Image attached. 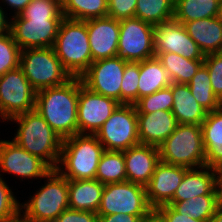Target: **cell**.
<instances>
[{
  "label": "cell",
  "instance_id": "obj_14",
  "mask_svg": "<svg viewBox=\"0 0 222 222\" xmlns=\"http://www.w3.org/2000/svg\"><path fill=\"white\" fill-rule=\"evenodd\" d=\"M120 104L111 97L89 90L79 77L78 134H95Z\"/></svg>",
  "mask_w": 222,
  "mask_h": 222
},
{
  "label": "cell",
  "instance_id": "obj_42",
  "mask_svg": "<svg viewBox=\"0 0 222 222\" xmlns=\"http://www.w3.org/2000/svg\"><path fill=\"white\" fill-rule=\"evenodd\" d=\"M156 210L164 217L166 222H206L192 218L188 214L176 212L170 205H163Z\"/></svg>",
  "mask_w": 222,
  "mask_h": 222
},
{
  "label": "cell",
  "instance_id": "obj_16",
  "mask_svg": "<svg viewBox=\"0 0 222 222\" xmlns=\"http://www.w3.org/2000/svg\"><path fill=\"white\" fill-rule=\"evenodd\" d=\"M0 169L3 173L14 174L24 179L43 178L52 170L40 157L9 140H0Z\"/></svg>",
  "mask_w": 222,
  "mask_h": 222
},
{
  "label": "cell",
  "instance_id": "obj_46",
  "mask_svg": "<svg viewBox=\"0 0 222 222\" xmlns=\"http://www.w3.org/2000/svg\"><path fill=\"white\" fill-rule=\"evenodd\" d=\"M144 222H166V221L164 217L156 209H151L144 216Z\"/></svg>",
  "mask_w": 222,
  "mask_h": 222
},
{
  "label": "cell",
  "instance_id": "obj_39",
  "mask_svg": "<svg viewBox=\"0 0 222 222\" xmlns=\"http://www.w3.org/2000/svg\"><path fill=\"white\" fill-rule=\"evenodd\" d=\"M209 72L214 94L222 99V52L206 54L203 63Z\"/></svg>",
  "mask_w": 222,
  "mask_h": 222
},
{
  "label": "cell",
  "instance_id": "obj_47",
  "mask_svg": "<svg viewBox=\"0 0 222 222\" xmlns=\"http://www.w3.org/2000/svg\"><path fill=\"white\" fill-rule=\"evenodd\" d=\"M217 208L222 210V183H215Z\"/></svg>",
  "mask_w": 222,
  "mask_h": 222
},
{
  "label": "cell",
  "instance_id": "obj_29",
  "mask_svg": "<svg viewBox=\"0 0 222 222\" xmlns=\"http://www.w3.org/2000/svg\"><path fill=\"white\" fill-rule=\"evenodd\" d=\"M61 11L64 18L86 21L108 15V0H63Z\"/></svg>",
  "mask_w": 222,
  "mask_h": 222
},
{
  "label": "cell",
  "instance_id": "obj_23",
  "mask_svg": "<svg viewBox=\"0 0 222 222\" xmlns=\"http://www.w3.org/2000/svg\"><path fill=\"white\" fill-rule=\"evenodd\" d=\"M172 113L178 124L201 125L208 111L201 106L191 94L188 84L172 83Z\"/></svg>",
  "mask_w": 222,
  "mask_h": 222
},
{
  "label": "cell",
  "instance_id": "obj_24",
  "mask_svg": "<svg viewBox=\"0 0 222 222\" xmlns=\"http://www.w3.org/2000/svg\"><path fill=\"white\" fill-rule=\"evenodd\" d=\"M105 185L96 179L69 180V208L97 213Z\"/></svg>",
  "mask_w": 222,
  "mask_h": 222
},
{
  "label": "cell",
  "instance_id": "obj_4",
  "mask_svg": "<svg viewBox=\"0 0 222 222\" xmlns=\"http://www.w3.org/2000/svg\"><path fill=\"white\" fill-rule=\"evenodd\" d=\"M53 49L72 77H80L93 63L86 21L64 18Z\"/></svg>",
  "mask_w": 222,
  "mask_h": 222
},
{
  "label": "cell",
  "instance_id": "obj_33",
  "mask_svg": "<svg viewBox=\"0 0 222 222\" xmlns=\"http://www.w3.org/2000/svg\"><path fill=\"white\" fill-rule=\"evenodd\" d=\"M191 94L208 112L220 109V100L214 94L207 67L202 64L188 83Z\"/></svg>",
  "mask_w": 222,
  "mask_h": 222
},
{
  "label": "cell",
  "instance_id": "obj_26",
  "mask_svg": "<svg viewBox=\"0 0 222 222\" xmlns=\"http://www.w3.org/2000/svg\"><path fill=\"white\" fill-rule=\"evenodd\" d=\"M172 81L157 57L140 62L138 99L168 87Z\"/></svg>",
  "mask_w": 222,
  "mask_h": 222
},
{
  "label": "cell",
  "instance_id": "obj_15",
  "mask_svg": "<svg viewBox=\"0 0 222 222\" xmlns=\"http://www.w3.org/2000/svg\"><path fill=\"white\" fill-rule=\"evenodd\" d=\"M155 53H175L189 60H204L205 55L183 24L172 19L154 26Z\"/></svg>",
  "mask_w": 222,
  "mask_h": 222
},
{
  "label": "cell",
  "instance_id": "obj_49",
  "mask_svg": "<svg viewBox=\"0 0 222 222\" xmlns=\"http://www.w3.org/2000/svg\"><path fill=\"white\" fill-rule=\"evenodd\" d=\"M209 222H222V210L216 209L214 215L210 218Z\"/></svg>",
  "mask_w": 222,
  "mask_h": 222
},
{
  "label": "cell",
  "instance_id": "obj_19",
  "mask_svg": "<svg viewBox=\"0 0 222 222\" xmlns=\"http://www.w3.org/2000/svg\"><path fill=\"white\" fill-rule=\"evenodd\" d=\"M127 181L146 186L160 161L159 148L138 144L123 151Z\"/></svg>",
  "mask_w": 222,
  "mask_h": 222
},
{
  "label": "cell",
  "instance_id": "obj_12",
  "mask_svg": "<svg viewBox=\"0 0 222 222\" xmlns=\"http://www.w3.org/2000/svg\"><path fill=\"white\" fill-rule=\"evenodd\" d=\"M10 32L21 50L53 47L63 19L12 16Z\"/></svg>",
  "mask_w": 222,
  "mask_h": 222
},
{
  "label": "cell",
  "instance_id": "obj_48",
  "mask_svg": "<svg viewBox=\"0 0 222 222\" xmlns=\"http://www.w3.org/2000/svg\"><path fill=\"white\" fill-rule=\"evenodd\" d=\"M216 183H222V161L214 167Z\"/></svg>",
  "mask_w": 222,
  "mask_h": 222
},
{
  "label": "cell",
  "instance_id": "obj_35",
  "mask_svg": "<svg viewBox=\"0 0 222 222\" xmlns=\"http://www.w3.org/2000/svg\"><path fill=\"white\" fill-rule=\"evenodd\" d=\"M140 62H127L121 82V104H134L138 100Z\"/></svg>",
  "mask_w": 222,
  "mask_h": 222
},
{
  "label": "cell",
  "instance_id": "obj_18",
  "mask_svg": "<svg viewBox=\"0 0 222 222\" xmlns=\"http://www.w3.org/2000/svg\"><path fill=\"white\" fill-rule=\"evenodd\" d=\"M92 61L118 56L119 20L109 16L86 20Z\"/></svg>",
  "mask_w": 222,
  "mask_h": 222
},
{
  "label": "cell",
  "instance_id": "obj_41",
  "mask_svg": "<svg viewBox=\"0 0 222 222\" xmlns=\"http://www.w3.org/2000/svg\"><path fill=\"white\" fill-rule=\"evenodd\" d=\"M54 222H98V214L68 208Z\"/></svg>",
  "mask_w": 222,
  "mask_h": 222
},
{
  "label": "cell",
  "instance_id": "obj_30",
  "mask_svg": "<svg viewBox=\"0 0 222 222\" xmlns=\"http://www.w3.org/2000/svg\"><path fill=\"white\" fill-rule=\"evenodd\" d=\"M175 0H137L135 17L153 26L168 22L174 17Z\"/></svg>",
  "mask_w": 222,
  "mask_h": 222
},
{
  "label": "cell",
  "instance_id": "obj_1",
  "mask_svg": "<svg viewBox=\"0 0 222 222\" xmlns=\"http://www.w3.org/2000/svg\"><path fill=\"white\" fill-rule=\"evenodd\" d=\"M79 77L36 92L35 110L62 138L78 134Z\"/></svg>",
  "mask_w": 222,
  "mask_h": 222
},
{
  "label": "cell",
  "instance_id": "obj_13",
  "mask_svg": "<svg viewBox=\"0 0 222 222\" xmlns=\"http://www.w3.org/2000/svg\"><path fill=\"white\" fill-rule=\"evenodd\" d=\"M127 61L120 56L93 62L80 76L89 90L121 103V82Z\"/></svg>",
  "mask_w": 222,
  "mask_h": 222
},
{
  "label": "cell",
  "instance_id": "obj_5",
  "mask_svg": "<svg viewBox=\"0 0 222 222\" xmlns=\"http://www.w3.org/2000/svg\"><path fill=\"white\" fill-rule=\"evenodd\" d=\"M45 179V185L30 200L20 203L21 222H54L69 208L68 179L56 169H52Z\"/></svg>",
  "mask_w": 222,
  "mask_h": 222
},
{
  "label": "cell",
  "instance_id": "obj_21",
  "mask_svg": "<svg viewBox=\"0 0 222 222\" xmlns=\"http://www.w3.org/2000/svg\"><path fill=\"white\" fill-rule=\"evenodd\" d=\"M183 26L204 55L222 52V20L219 16L188 21Z\"/></svg>",
  "mask_w": 222,
  "mask_h": 222
},
{
  "label": "cell",
  "instance_id": "obj_2",
  "mask_svg": "<svg viewBox=\"0 0 222 222\" xmlns=\"http://www.w3.org/2000/svg\"><path fill=\"white\" fill-rule=\"evenodd\" d=\"M13 120L18 123L19 128L12 141L29 153L40 157L52 169H56L60 160L63 139L36 110L10 119V121Z\"/></svg>",
  "mask_w": 222,
  "mask_h": 222
},
{
  "label": "cell",
  "instance_id": "obj_38",
  "mask_svg": "<svg viewBox=\"0 0 222 222\" xmlns=\"http://www.w3.org/2000/svg\"><path fill=\"white\" fill-rule=\"evenodd\" d=\"M20 212V202L0 175V222H19Z\"/></svg>",
  "mask_w": 222,
  "mask_h": 222
},
{
  "label": "cell",
  "instance_id": "obj_25",
  "mask_svg": "<svg viewBox=\"0 0 222 222\" xmlns=\"http://www.w3.org/2000/svg\"><path fill=\"white\" fill-rule=\"evenodd\" d=\"M205 164L214 168L222 161V110L207 113L201 124Z\"/></svg>",
  "mask_w": 222,
  "mask_h": 222
},
{
  "label": "cell",
  "instance_id": "obj_45",
  "mask_svg": "<svg viewBox=\"0 0 222 222\" xmlns=\"http://www.w3.org/2000/svg\"><path fill=\"white\" fill-rule=\"evenodd\" d=\"M6 15L7 14H5L4 10L0 6V35L10 32V21L6 19Z\"/></svg>",
  "mask_w": 222,
  "mask_h": 222
},
{
  "label": "cell",
  "instance_id": "obj_11",
  "mask_svg": "<svg viewBox=\"0 0 222 222\" xmlns=\"http://www.w3.org/2000/svg\"><path fill=\"white\" fill-rule=\"evenodd\" d=\"M118 56L127 62H141L155 57L154 26L139 18L119 21Z\"/></svg>",
  "mask_w": 222,
  "mask_h": 222
},
{
  "label": "cell",
  "instance_id": "obj_10",
  "mask_svg": "<svg viewBox=\"0 0 222 222\" xmlns=\"http://www.w3.org/2000/svg\"><path fill=\"white\" fill-rule=\"evenodd\" d=\"M36 91L18 66L0 75V109L9 121L35 110Z\"/></svg>",
  "mask_w": 222,
  "mask_h": 222
},
{
  "label": "cell",
  "instance_id": "obj_32",
  "mask_svg": "<svg viewBox=\"0 0 222 222\" xmlns=\"http://www.w3.org/2000/svg\"><path fill=\"white\" fill-rule=\"evenodd\" d=\"M176 212L190 215L194 219L209 222L217 209L216 194H206L183 201L168 203Z\"/></svg>",
  "mask_w": 222,
  "mask_h": 222
},
{
  "label": "cell",
  "instance_id": "obj_43",
  "mask_svg": "<svg viewBox=\"0 0 222 222\" xmlns=\"http://www.w3.org/2000/svg\"><path fill=\"white\" fill-rule=\"evenodd\" d=\"M98 222H144V216L129 214L98 215Z\"/></svg>",
  "mask_w": 222,
  "mask_h": 222
},
{
  "label": "cell",
  "instance_id": "obj_44",
  "mask_svg": "<svg viewBox=\"0 0 222 222\" xmlns=\"http://www.w3.org/2000/svg\"><path fill=\"white\" fill-rule=\"evenodd\" d=\"M31 1L32 0H2V2L10 6L9 8L14 9L15 15L13 16L19 15Z\"/></svg>",
  "mask_w": 222,
  "mask_h": 222
},
{
  "label": "cell",
  "instance_id": "obj_51",
  "mask_svg": "<svg viewBox=\"0 0 222 222\" xmlns=\"http://www.w3.org/2000/svg\"><path fill=\"white\" fill-rule=\"evenodd\" d=\"M0 117L2 118L3 122H4L5 120H7V119L4 117V115H3L2 111H1V109H0Z\"/></svg>",
  "mask_w": 222,
  "mask_h": 222
},
{
  "label": "cell",
  "instance_id": "obj_50",
  "mask_svg": "<svg viewBox=\"0 0 222 222\" xmlns=\"http://www.w3.org/2000/svg\"><path fill=\"white\" fill-rule=\"evenodd\" d=\"M219 18L222 20V0L220 2Z\"/></svg>",
  "mask_w": 222,
  "mask_h": 222
},
{
  "label": "cell",
  "instance_id": "obj_40",
  "mask_svg": "<svg viewBox=\"0 0 222 222\" xmlns=\"http://www.w3.org/2000/svg\"><path fill=\"white\" fill-rule=\"evenodd\" d=\"M137 0H108V15L116 20L135 17Z\"/></svg>",
  "mask_w": 222,
  "mask_h": 222
},
{
  "label": "cell",
  "instance_id": "obj_8",
  "mask_svg": "<svg viewBox=\"0 0 222 222\" xmlns=\"http://www.w3.org/2000/svg\"><path fill=\"white\" fill-rule=\"evenodd\" d=\"M95 135L107 151H124L140 144L134 104H120Z\"/></svg>",
  "mask_w": 222,
  "mask_h": 222
},
{
  "label": "cell",
  "instance_id": "obj_37",
  "mask_svg": "<svg viewBox=\"0 0 222 222\" xmlns=\"http://www.w3.org/2000/svg\"><path fill=\"white\" fill-rule=\"evenodd\" d=\"M19 16L64 19L61 11V2L58 0H32Z\"/></svg>",
  "mask_w": 222,
  "mask_h": 222
},
{
  "label": "cell",
  "instance_id": "obj_17",
  "mask_svg": "<svg viewBox=\"0 0 222 222\" xmlns=\"http://www.w3.org/2000/svg\"><path fill=\"white\" fill-rule=\"evenodd\" d=\"M188 169L161 160L157 163L152 178L145 186L146 198L152 209L167 205L172 200Z\"/></svg>",
  "mask_w": 222,
  "mask_h": 222
},
{
  "label": "cell",
  "instance_id": "obj_7",
  "mask_svg": "<svg viewBox=\"0 0 222 222\" xmlns=\"http://www.w3.org/2000/svg\"><path fill=\"white\" fill-rule=\"evenodd\" d=\"M19 67L36 92L62 85L72 78L53 47L21 50Z\"/></svg>",
  "mask_w": 222,
  "mask_h": 222
},
{
  "label": "cell",
  "instance_id": "obj_36",
  "mask_svg": "<svg viewBox=\"0 0 222 222\" xmlns=\"http://www.w3.org/2000/svg\"><path fill=\"white\" fill-rule=\"evenodd\" d=\"M20 54L21 48L14 41L11 32L0 35V75L19 66Z\"/></svg>",
  "mask_w": 222,
  "mask_h": 222
},
{
  "label": "cell",
  "instance_id": "obj_27",
  "mask_svg": "<svg viewBox=\"0 0 222 222\" xmlns=\"http://www.w3.org/2000/svg\"><path fill=\"white\" fill-rule=\"evenodd\" d=\"M220 2L221 0H175L173 19L184 24L188 21L217 17Z\"/></svg>",
  "mask_w": 222,
  "mask_h": 222
},
{
  "label": "cell",
  "instance_id": "obj_22",
  "mask_svg": "<svg viewBox=\"0 0 222 222\" xmlns=\"http://www.w3.org/2000/svg\"><path fill=\"white\" fill-rule=\"evenodd\" d=\"M215 183L214 168L209 166L189 168L171 201H186L201 195L216 194Z\"/></svg>",
  "mask_w": 222,
  "mask_h": 222
},
{
  "label": "cell",
  "instance_id": "obj_31",
  "mask_svg": "<svg viewBox=\"0 0 222 222\" xmlns=\"http://www.w3.org/2000/svg\"><path fill=\"white\" fill-rule=\"evenodd\" d=\"M95 179L104 185L127 181L123 151L105 150L100 158Z\"/></svg>",
  "mask_w": 222,
  "mask_h": 222
},
{
  "label": "cell",
  "instance_id": "obj_34",
  "mask_svg": "<svg viewBox=\"0 0 222 222\" xmlns=\"http://www.w3.org/2000/svg\"><path fill=\"white\" fill-rule=\"evenodd\" d=\"M173 101L172 89L168 86L138 99L134 106L137 113H152L157 110L171 111Z\"/></svg>",
  "mask_w": 222,
  "mask_h": 222
},
{
  "label": "cell",
  "instance_id": "obj_9",
  "mask_svg": "<svg viewBox=\"0 0 222 222\" xmlns=\"http://www.w3.org/2000/svg\"><path fill=\"white\" fill-rule=\"evenodd\" d=\"M152 208L143 185L123 181L105 184L98 215L129 214L145 216Z\"/></svg>",
  "mask_w": 222,
  "mask_h": 222
},
{
  "label": "cell",
  "instance_id": "obj_28",
  "mask_svg": "<svg viewBox=\"0 0 222 222\" xmlns=\"http://www.w3.org/2000/svg\"><path fill=\"white\" fill-rule=\"evenodd\" d=\"M172 83L188 84L204 60H189L175 53H155Z\"/></svg>",
  "mask_w": 222,
  "mask_h": 222
},
{
  "label": "cell",
  "instance_id": "obj_6",
  "mask_svg": "<svg viewBox=\"0 0 222 222\" xmlns=\"http://www.w3.org/2000/svg\"><path fill=\"white\" fill-rule=\"evenodd\" d=\"M158 148L165 163L187 168L206 166L201 125L178 124Z\"/></svg>",
  "mask_w": 222,
  "mask_h": 222
},
{
  "label": "cell",
  "instance_id": "obj_20",
  "mask_svg": "<svg viewBox=\"0 0 222 222\" xmlns=\"http://www.w3.org/2000/svg\"><path fill=\"white\" fill-rule=\"evenodd\" d=\"M140 144L159 147L176 129L178 122L172 111L157 110L137 113Z\"/></svg>",
  "mask_w": 222,
  "mask_h": 222
},
{
  "label": "cell",
  "instance_id": "obj_52",
  "mask_svg": "<svg viewBox=\"0 0 222 222\" xmlns=\"http://www.w3.org/2000/svg\"><path fill=\"white\" fill-rule=\"evenodd\" d=\"M220 109L222 110V99L220 100Z\"/></svg>",
  "mask_w": 222,
  "mask_h": 222
},
{
  "label": "cell",
  "instance_id": "obj_3",
  "mask_svg": "<svg viewBox=\"0 0 222 222\" xmlns=\"http://www.w3.org/2000/svg\"><path fill=\"white\" fill-rule=\"evenodd\" d=\"M104 151L95 134H75L63 139L56 170L69 180L95 179Z\"/></svg>",
  "mask_w": 222,
  "mask_h": 222
}]
</instances>
